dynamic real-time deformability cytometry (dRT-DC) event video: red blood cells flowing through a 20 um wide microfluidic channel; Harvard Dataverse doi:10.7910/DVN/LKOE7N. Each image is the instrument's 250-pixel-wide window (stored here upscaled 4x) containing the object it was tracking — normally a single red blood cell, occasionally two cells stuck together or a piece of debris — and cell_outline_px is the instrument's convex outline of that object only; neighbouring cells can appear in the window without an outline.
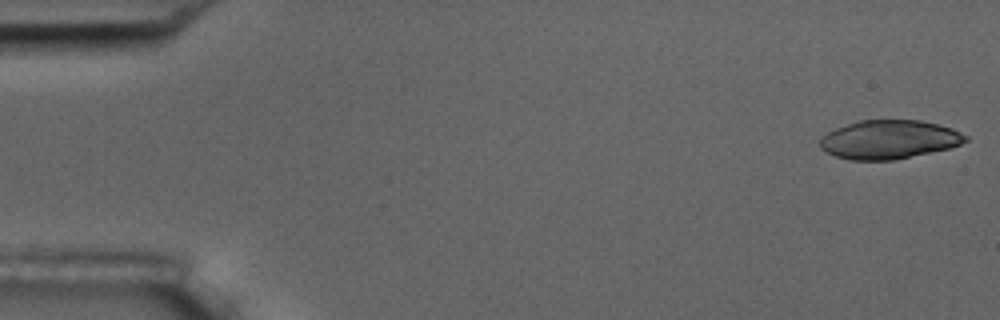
{"species": "common noctule bat (a hibernating species)", "species_latin": "Nyctalus noctula", "temperature_condition": "room temperature", "stored_images_in_passage": 54, "camera_frame_rate_fps": 3000, "um_per_image_px": 0.085, "animal": {"sex": "male", "body_mass_g": 17.5, "forearm_length_mm": 52.3}, "frame": {"image": 1, "passage_image": 1, "time_ms": 0.0, "image_size_px": [1000, 320], "cell_outline_px": [[968, 140], [960, 144], [948, 148], [892, 160], [852, 160], [836, 156], [820, 148], [820, 136], [836, 128], [860, 120], [920, 120], [952, 128], [968, 136]], "centroid_in_image_um": [75.55, 11.85], "position_along_channel_um": 9.4, "area_um2": 32.54}}